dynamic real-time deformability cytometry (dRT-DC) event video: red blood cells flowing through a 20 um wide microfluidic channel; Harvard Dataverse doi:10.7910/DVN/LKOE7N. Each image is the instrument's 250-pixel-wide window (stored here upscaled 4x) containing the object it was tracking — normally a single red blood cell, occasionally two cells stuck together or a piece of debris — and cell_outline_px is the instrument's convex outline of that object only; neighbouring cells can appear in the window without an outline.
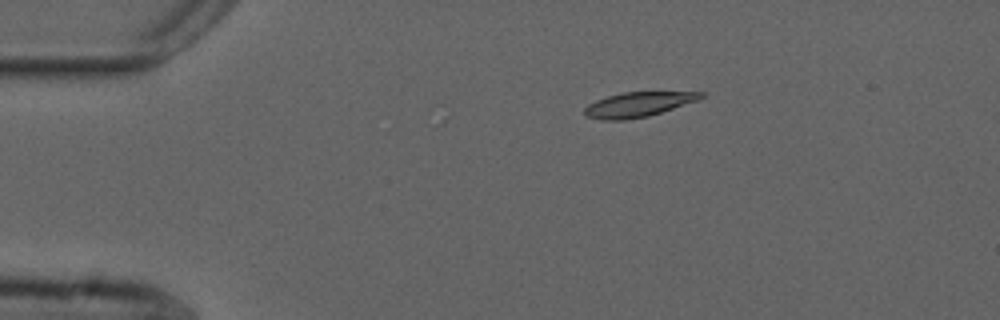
{"species": "common noctule bat (a hibernating species)", "species_latin": "Nyctalus noctula", "temperature_condition": "cold", "stored_images_in_passage": 46, "camera_frame_rate_fps": 3000, "um_per_image_px": 0.085, "animal": {"sex": "male", "forearm_length_mm": 52.5}, "frame": {"image": 1, "passage_image": 1, "time_ms": 0.0, "image_size_px": [1000, 320], "cell_outline_px": [[704, 96], [696, 100], [648, 116], [624, 120], [600, 120], [588, 116], [584, 112], [584, 108], [588, 104], [596, 100], [620, 92], [704, 92]], "centroid_in_image_um": [54.18, 8.88], "position_along_channel_um": 30.8, "area_um2": 16.47}}
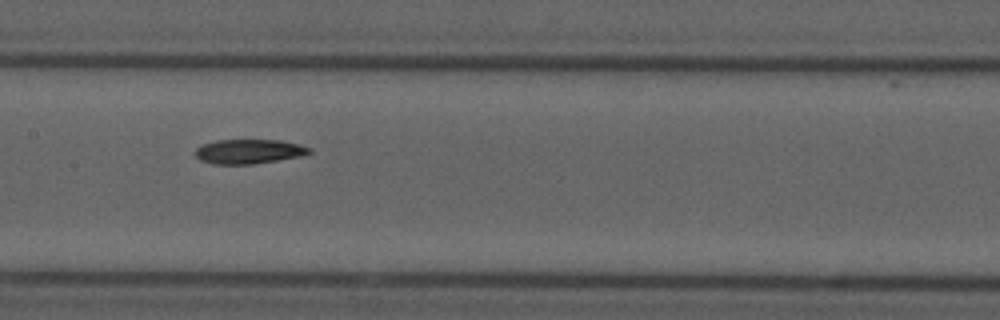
{"frame": {"image": 2, "passage_image": 18, "time_ms": 5.667, "image_size_px": [1000, 320], "cell_outline_px": [[312, 152], [300, 156], [252, 164], [212, 164], [200, 160], [196, 156], [196, 148], [204, 144], [216, 140], [280, 140], [300, 144], [312, 148]], "centroid_in_image_um": [21.17, 12.87], "position_along_channel_um": 186.2, "area_um2": 16.18}}
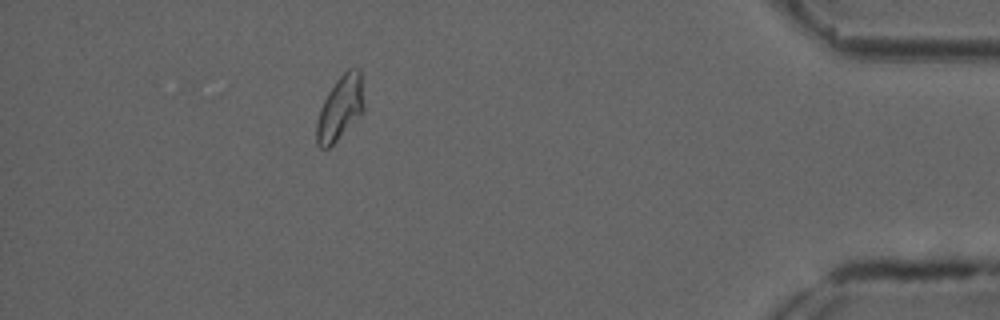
{"frame": {"image": 3, "passage_image": 40, "time_ms": 13.0, "image_size_px": [1000, 320], "cell_outline_px": [[364, 112], [328, 148], [320, 148], [316, 144], [316, 120], [320, 108], [328, 92], [336, 80], [348, 68], [360, 68], [364, 104]], "centroid_in_image_um": [28.91, 9.17], "position_along_channel_um": 406.3, "area_um2": 17.74}, "authors_computed_cell_mechanics": {"area_um2": 16.9354, "velocity_mm_per_s": 3.7016, "shape_relaxation_time_tau1_ms": 4.1513, "shape_relaxation_time_tau2_ms": 5.6525, "deformation_change_tau1": 0.1501, "deformation_change_tau2": 0.1104}}